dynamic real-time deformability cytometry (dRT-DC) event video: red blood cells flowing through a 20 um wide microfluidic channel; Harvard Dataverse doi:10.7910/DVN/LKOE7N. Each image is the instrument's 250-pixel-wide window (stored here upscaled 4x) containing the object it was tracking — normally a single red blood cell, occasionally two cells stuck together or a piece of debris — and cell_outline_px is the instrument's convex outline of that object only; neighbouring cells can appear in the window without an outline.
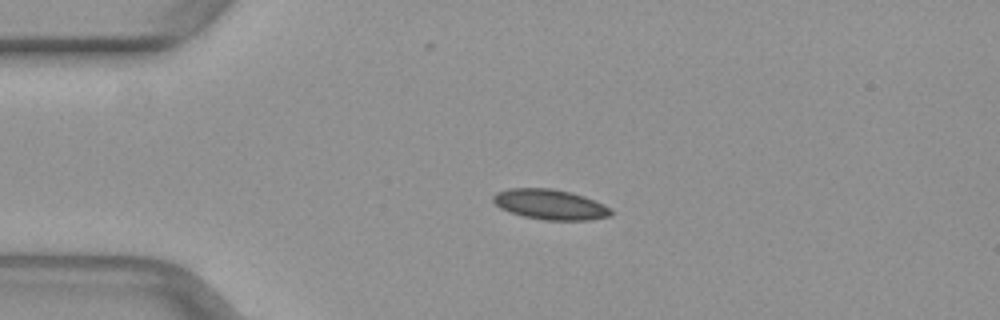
{"species": "common noctule bat (a hibernating species)", "species_latin": "Nyctalus noctula", "temperature_condition": "warm", "stored_images_in_passage": 39, "camera_frame_rate_fps": 3000, "um_per_image_px": 0.085, "animal": {"sex": "female", "body_mass_g": 29.2, "forearm_length_mm": 56.3}, "frame": {"image": 1, "passage_image": 1, "time_ms": 0.0, "image_size_px": [1000, 320], "cell_outline_px": [[612, 212], [608, 216], [588, 220], [544, 220], [524, 216], [500, 208], [492, 200], [492, 196], [496, 192], [508, 188], [552, 188], [572, 192], [584, 196], [604, 204], [612, 208]], "centroid_in_image_um": [46.76, 17.36], "position_along_channel_um": 38.2, "area_um2": 20.75}}
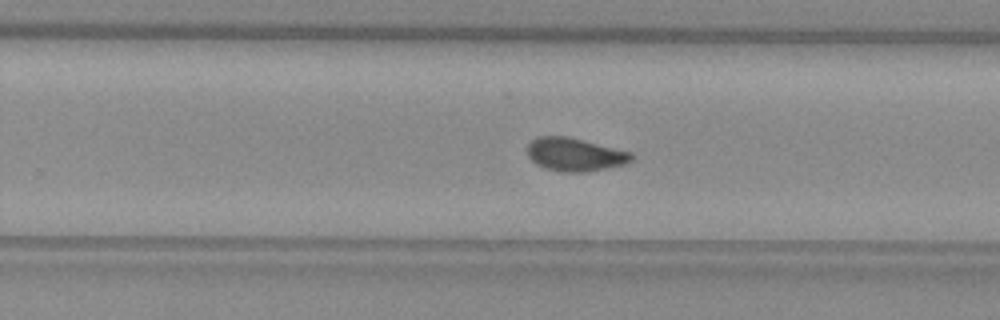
{"frame": {"image": 2, "passage_image": 21, "time_ms": 6.667, "image_size_px": [1000, 320], "cell_outline_px": [[632, 160], [624, 164], [588, 172], [564, 172], [544, 168], [536, 164], [528, 156], [528, 144], [532, 140], [540, 136], [568, 136], [632, 152]], "centroid_in_image_um": [48.86, 13.13], "position_along_channel_um": 280.9, "area_um2": 20.11}}
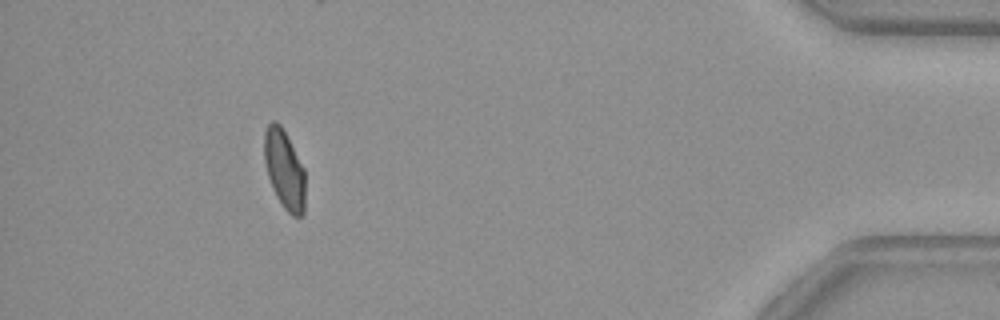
{"frame": {"image": 3, "passage_image": 35, "time_ms": 11.333, "image_size_px": [1000, 320], "cell_outline_px": [[304, 212], [300, 216], [292, 216], [284, 208], [276, 196], [268, 176], [264, 160], [264, 132], [268, 124], [272, 120], [276, 120], [280, 124], [304, 168]], "centroid_in_image_um": [24.15, 14.39], "position_along_channel_um": 411.0, "area_um2": 18.67}}